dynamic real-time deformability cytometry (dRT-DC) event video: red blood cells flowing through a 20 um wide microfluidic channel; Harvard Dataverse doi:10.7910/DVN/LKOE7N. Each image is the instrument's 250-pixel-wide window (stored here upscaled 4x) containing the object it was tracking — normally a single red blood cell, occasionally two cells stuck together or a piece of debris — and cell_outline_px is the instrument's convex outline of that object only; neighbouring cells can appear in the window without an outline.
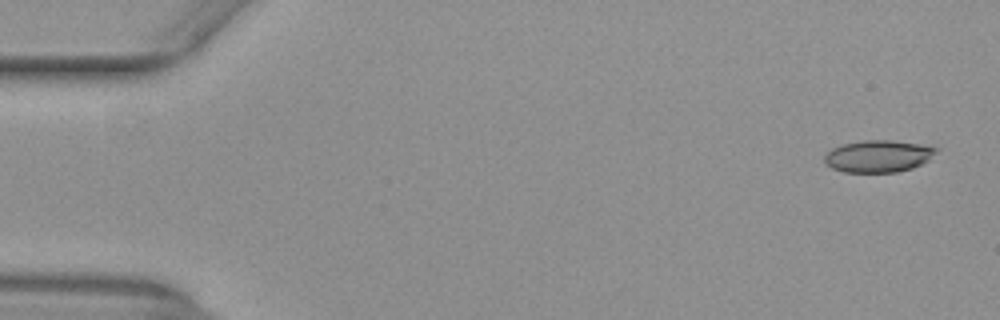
{"species": "common noctule bat (a hibernating species)", "species_latin": "Nyctalus noctula", "temperature_condition": "warm", "stored_images_in_passage": 51, "camera_frame_rate_fps": 3000, "um_per_image_px": 0.085, "animal": {"sex": "female", "body_mass_g": 29.2, "forearm_length_mm": 56.3}, "frame": {"image": 1, "passage_image": 1, "time_ms": 0.0, "image_size_px": [1000, 320], "cell_outline_px": [[940, 148], [928, 160], [912, 168], [896, 172], [844, 172], [832, 168], [824, 164], [824, 156], [832, 148], [840, 144], [864, 140], [892, 140], [920, 144]], "centroid_in_image_um": [74.62, 13.27], "position_along_channel_um": 10.4, "area_um2": 20.92}}
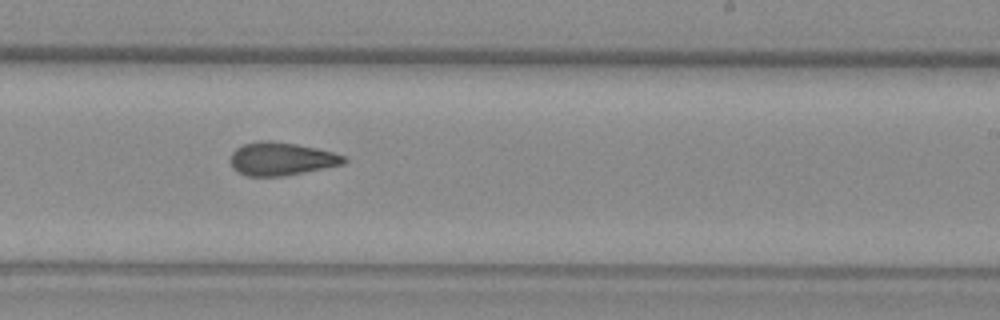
{"frame": {"image": 2, "passage_image": 31, "time_ms": 10.0, "image_size_px": [1000, 320], "cell_outline_px": [[348, 160], [344, 164], [284, 176], [248, 176], [236, 172], [232, 168], [232, 152], [236, 148], [244, 144], [260, 140], [272, 140], [296, 144], [316, 148], [332, 152], [344, 156]], "centroid_in_image_um": [23.91, 13.5], "position_along_channel_um": 265.1, "area_um2": 21.85}}
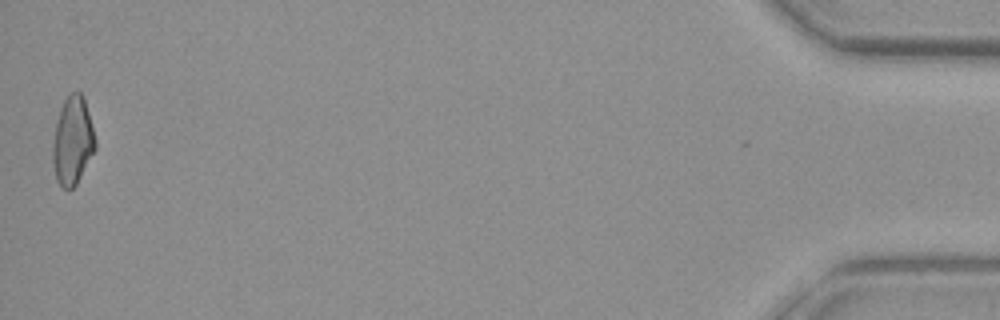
{"frame": {"image": 3, "passage_image": 51, "time_ms": 16.667, "image_size_px": [1000, 320], "cell_outline_px": [[96, 148], [76, 184], [72, 188], [60, 188], [56, 180], [52, 160], [52, 144], [56, 120], [60, 108], [64, 100], [72, 92], [80, 92], [84, 100], [96, 140]], "centroid_in_image_um": [6.14, 12.0], "position_along_channel_um": 429.1, "area_um2": 21.73}, "authors_computed_cell_mechanics": {"area_um2": 21.7906, "velocity_mm_per_s": 3.957, "shape_relaxation_time_tau1_ms": null, "shape_relaxation_time_tau2_ms": 3.3388, "deformation_change_tau1": null, "deformation_change_tau2": 0.0986}}